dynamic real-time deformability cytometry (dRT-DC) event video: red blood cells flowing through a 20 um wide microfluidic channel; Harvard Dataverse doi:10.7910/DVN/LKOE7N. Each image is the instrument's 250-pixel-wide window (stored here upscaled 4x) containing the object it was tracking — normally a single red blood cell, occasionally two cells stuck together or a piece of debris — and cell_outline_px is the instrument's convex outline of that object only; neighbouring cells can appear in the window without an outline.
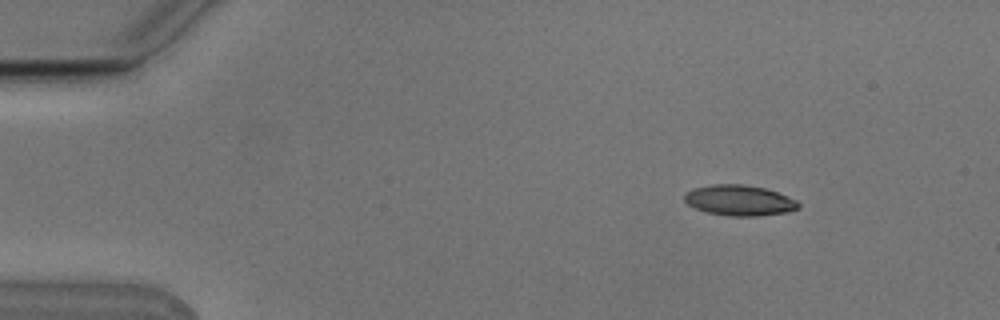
{"species": "Egyptian fruit bat (a non-hibernating species)", "species_latin": "Rousettus aegyptiacus", "temperature_condition": "cold", "stored_images_in_passage": 6, "segment_of_instrument_passage": [1, 2], "camera_frame_rate_fps": 3000, "um_per_image_px": 0.085, "animal": {"sex": "male"}, "frame": {"image": 1, "passage_image": 3, "time_ms": 0.667, "image_size_px": [1000, 320], "cell_outline_px": [[800, 208], [788, 212], [756, 216], [732, 216], [708, 212], [696, 208], [688, 204], [684, 200], [684, 196], [688, 192], [696, 188], [712, 184], [740, 184], [764, 188], [776, 192], [796, 200], [800, 204]], "centroid_in_image_um": [62.88, 17.03], "position_along_channel_um": 22.1, "area_um2": 20.0}}